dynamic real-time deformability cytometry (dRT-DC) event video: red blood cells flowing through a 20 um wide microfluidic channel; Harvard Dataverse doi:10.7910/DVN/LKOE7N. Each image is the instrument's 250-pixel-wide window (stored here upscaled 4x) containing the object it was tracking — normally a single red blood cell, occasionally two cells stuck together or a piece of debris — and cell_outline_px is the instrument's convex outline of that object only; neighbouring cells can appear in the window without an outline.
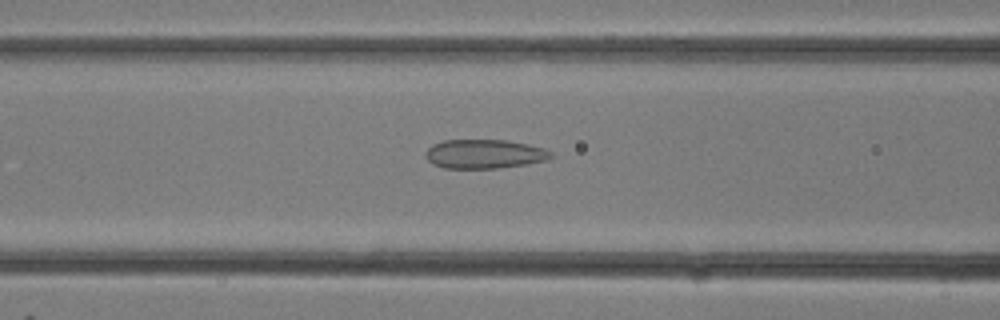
{"species": "common noctule bat (a hibernating species)", "species_latin": "Nyctalus noctula", "temperature_condition": "room temperature", "stored_images_in_passage": 21, "camera_frame_rate_fps": 3000, "um_per_image_px": 0.085, "animal": {"sex": "female"}, "frame": {"image": 1, "passage_image": 4, "time_ms": 1.0, "image_size_px": [1000, 320], "cell_outline_px": [[556, 156], [548, 160], [528, 164], [496, 168], [444, 168], [432, 164], [424, 156], [424, 152], [432, 144], [444, 140], [504, 140], [528, 144], [544, 148], [552, 152]], "centroid_in_image_um": [41.19, 13.09], "position_along_channel_um": 125.4, "area_um2": 21.5}}
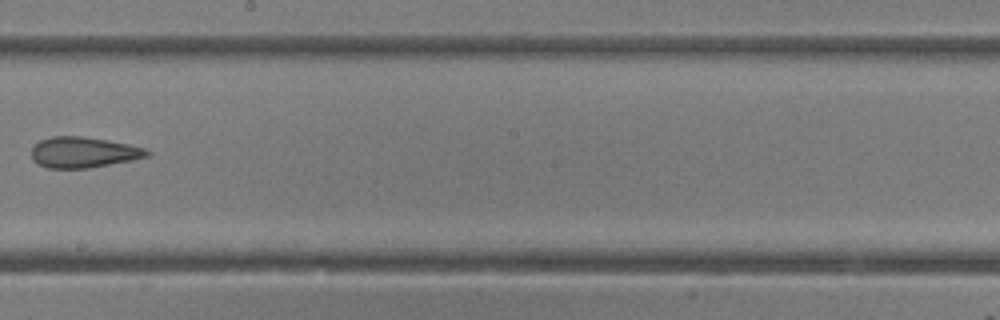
{"frame": {"image": 2, "passage_image": 9, "time_ms": 2.667, "image_size_px": [1000, 320], "cell_outline_px": [[152, 152], [148, 156], [132, 160], [88, 168], [48, 168], [32, 160], [32, 148], [40, 140], [52, 136], [80, 136], [108, 140], [128, 144], [144, 148]], "centroid_in_image_um": [7.1, 12.94], "position_along_channel_um": 241.1, "area_um2": 20.58}}
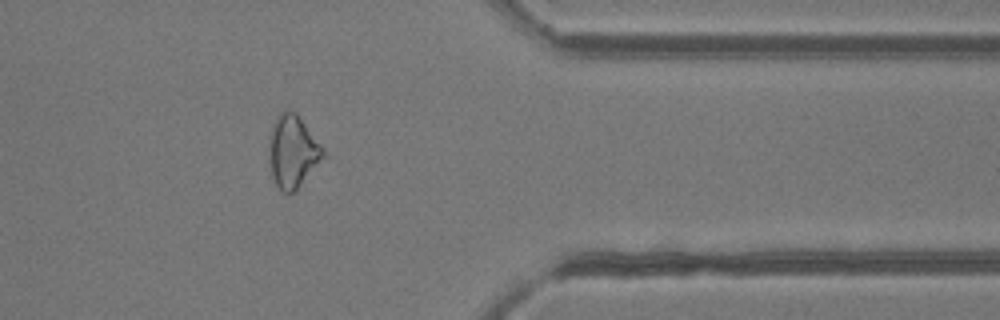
{"frame": {"image": 3, "passage_image": 16, "time_ms": 5.0, "image_size_px": [1000, 320], "cell_outline_px": [[324, 156], [296, 192], [284, 192], [276, 184], [272, 176], [268, 148], [268, 140], [276, 116], [284, 112], [296, 112], [324, 148]], "centroid_in_image_um": [24.87, 12.89], "position_along_channel_um": 386.5, "area_um2": 22.6}}